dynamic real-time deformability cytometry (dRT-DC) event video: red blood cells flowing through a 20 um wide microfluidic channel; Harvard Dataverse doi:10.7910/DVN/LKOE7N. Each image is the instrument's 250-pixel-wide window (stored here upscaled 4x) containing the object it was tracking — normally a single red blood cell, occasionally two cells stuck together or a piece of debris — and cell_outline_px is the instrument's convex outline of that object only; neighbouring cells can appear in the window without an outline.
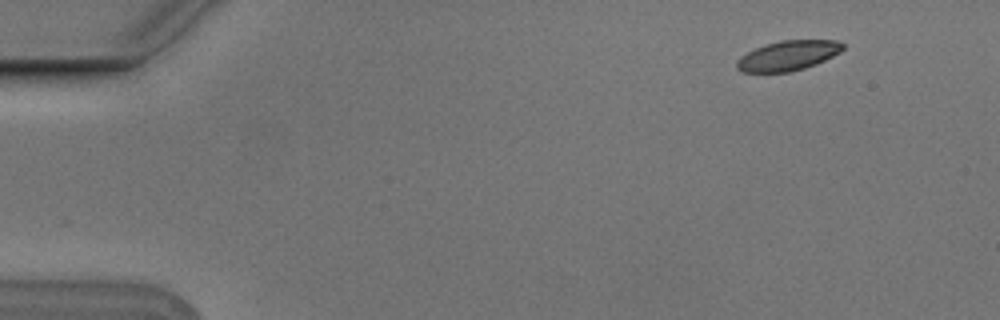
{"species": "Egyptian fruit bat (a non-hibernating species)", "species_latin": "Rousettus aegyptiacus", "temperature_condition": "cold", "stored_images_in_passage": 50, "camera_frame_rate_fps": 3000, "um_per_image_px": 0.085, "animal": {"sex": "male"}, "frame": {"image": 1, "passage_image": 1, "time_ms": 0.0, "image_size_px": [1000, 320], "cell_outline_px": [[844, 48], [840, 52], [816, 64], [804, 68], [788, 72], [740, 72], [736, 68], [736, 60], [740, 56], [764, 44], [780, 40], [836, 40], [844, 44]], "centroid_in_image_um": [66.95, 4.72], "position_along_channel_um": 18.0, "area_um2": 18.5}}
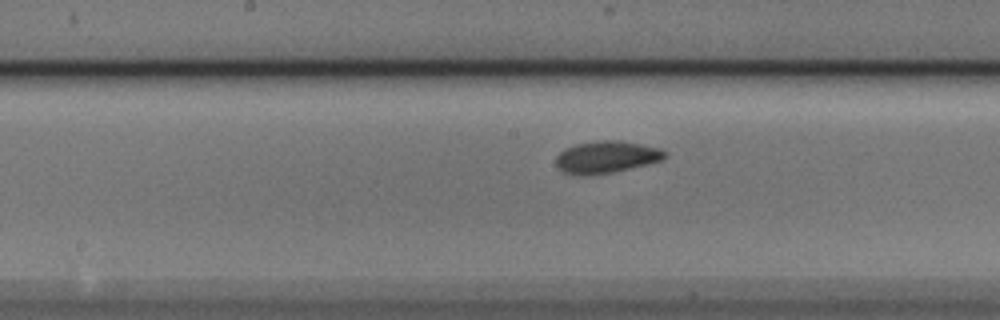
{"frame": {"image": 2, "passage_image": 24, "time_ms": 7.667, "image_size_px": [1000, 320], "cell_outline_px": [[668, 152], [660, 160], [648, 164], [612, 172], [580, 176], [564, 172], [556, 164], [556, 156], [564, 148], [576, 144], [604, 140], [620, 140], [660, 148]], "centroid_in_image_um": [51.53, 13.34], "position_along_channel_um": 196.7, "area_um2": 20.17}}
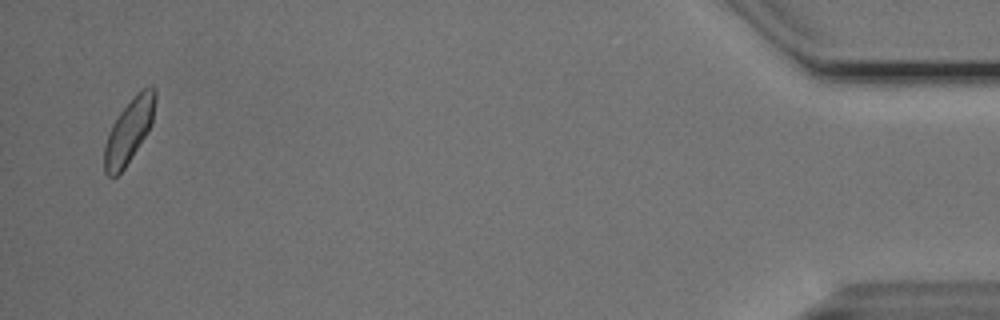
{"frame": {"image": 3, "passage_image": 49, "time_ms": 16.0, "image_size_px": [1000, 320], "cell_outline_px": [[156, 100], [152, 124], [124, 168], [116, 176], [108, 176], [104, 172], [104, 144], [108, 132], [112, 124], [120, 112], [136, 92], [148, 84], [152, 84], [156, 88]], "centroid_in_image_um": [10.97, 11.05], "position_along_channel_um": 424.2, "area_um2": 19.07}, "authors_computed_cell_mechanics": {"area_um2": 19.2185, "velocity_mm_per_s": 3.7353, "shape_relaxation_time_tau1_ms": 3.3429, "shape_relaxation_time_tau2_ms": 2.6356, "deformation_change_tau1": 0.0787, "deformation_change_tau2": 0.0553}}